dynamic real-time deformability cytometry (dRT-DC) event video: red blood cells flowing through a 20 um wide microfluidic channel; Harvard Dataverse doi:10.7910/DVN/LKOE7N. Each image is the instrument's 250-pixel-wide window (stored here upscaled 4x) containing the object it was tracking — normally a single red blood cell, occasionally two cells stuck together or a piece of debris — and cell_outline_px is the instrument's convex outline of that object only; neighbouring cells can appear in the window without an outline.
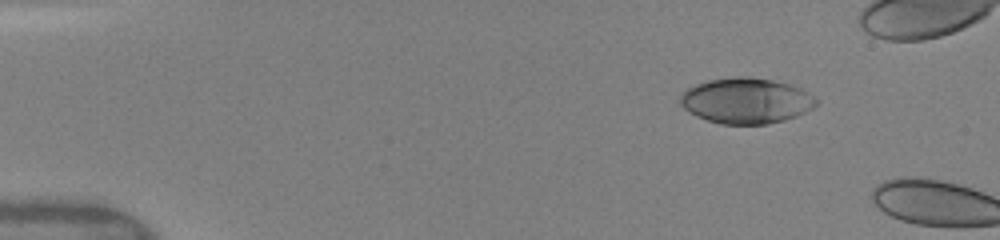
{"species": "human", "species_latin": "Homo sapiens", "temperature_condition": "warm", "stored_images_in_passage": 2, "camera_frame_rate_fps": 3000, "um_per_image_px": 0.085, "donor": {"sex": "female"}, "frame": {"image": 1, "passage_image": 1, "time_ms": 0.0, "image_size_px": [1000, 240], "cell_outline_px": [[820, 104], [796, 116], [784, 120], [768, 124], [720, 124], [696, 116], [684, 108], [680, 104], [680, 96], [688, 88], [696, 84], [708, 80], [732, 76], [748, 76], [772, 80], [788, 84], [800, 88], [808, 92], [820, 100]], "centroid_in_image_um": [63.44, 8.55], "position_along_channel_um": 21.6, "area_um2": 36.3}}